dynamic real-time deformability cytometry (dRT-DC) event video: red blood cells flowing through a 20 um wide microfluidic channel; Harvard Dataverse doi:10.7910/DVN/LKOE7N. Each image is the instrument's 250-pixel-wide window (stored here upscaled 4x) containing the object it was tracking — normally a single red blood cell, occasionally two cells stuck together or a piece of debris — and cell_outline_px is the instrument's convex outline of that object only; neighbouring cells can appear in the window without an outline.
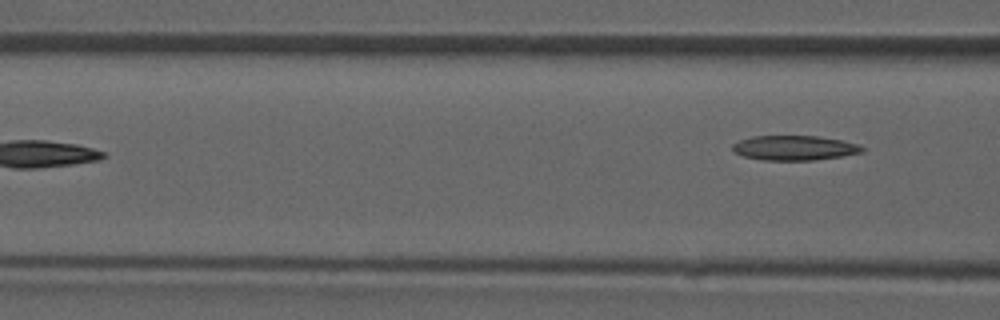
{"species": "common noctule bat (a hibernating species)", "species_latin": "Nyctalus noctula", "temperature_condition": "room temperature", "stored_images_in_passage": 7, "camera_frame_rate_fps": 3000, "um_per_image_px": 0.085, "animal": {"sex": "male", "forearm_length_mm": 52.5}, "frame": {"image": 1, "passage_image": 7, "time_ms": 7.0, "image_size_px": [1000, 320], "cell_outline_px": [[864, 152], [840, 156], [812, 160], [760, 160], [744, 156], [736, 152], [732, 148], [732, 144], [740, 140], [752, 136], [820, 136], [840, 140], [856, 144], [864, 148]], "centroid_in_image_um": [67.5, 12.57], "position_along_channel_um": 99.1, "area_um2": 18.5}}